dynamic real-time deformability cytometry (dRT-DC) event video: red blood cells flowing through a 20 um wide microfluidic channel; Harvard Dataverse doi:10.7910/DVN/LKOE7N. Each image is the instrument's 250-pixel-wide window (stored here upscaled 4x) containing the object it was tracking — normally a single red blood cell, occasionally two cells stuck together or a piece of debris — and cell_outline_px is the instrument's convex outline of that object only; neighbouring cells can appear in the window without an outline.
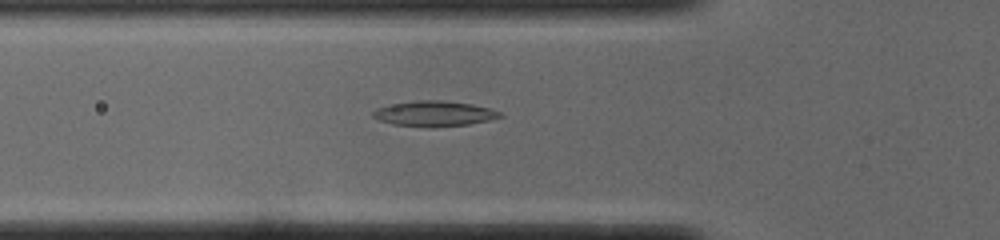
{"species": "common noctule bat (a hibernating species)", "species_latin": "Nyctalus noctula", "temperature_condition": "cold", "stored_images_in_passage": 36, "camera_frame_rate_fps": 3000, "um_per_image_px": 0.085, "animal": {"sex": "male", "body_mass_g": 19.0, "forearm_length_mm": 50.8}, "frame": {"image": 1, "passage_image": 6, "time_ms": 1.667, "image_size_px": [1000, 240], "cell_outline_px": [[504, 116], [488, 120], [468, 124], [432, 128], [428, 128], [392, 124], [380, 120], [372, 116], [372, 112], [376, 108], [416, 100], [440, 100], [472, 104], [488, 108], [500, 112]], "centroid_in_image_um": [36.9, 9.67], "position_along_channel_um": 88.9, "area_um2": 18.67}}
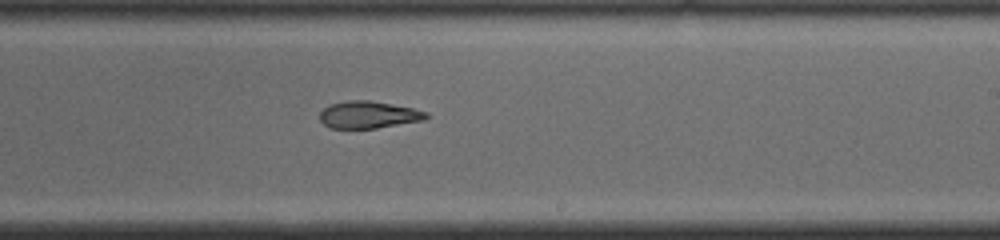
{"frame": {"image": 2, "passage_image": 19, "time_ms": 6.0, "image_size_px": [1000, 240], "cell_outline_px": [[428, 116], [424, 120], [376, 128], [328, 128], [320, 120], [320, 112], [328, 104], [348, 100], [368, 100], [392, 104], [412, 108], [428, 112]], "centroid_in_image_um": [31.29, 9.75], "position_along_channel_um": 257.7, "area_um2": 16.82}}
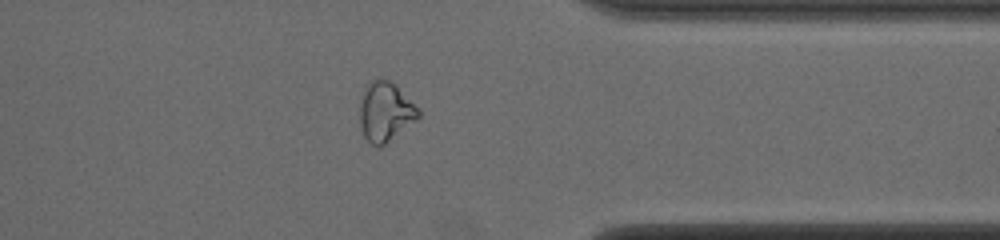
{"frame": {"image": 3, "passage_image": 29, "time_ms": 9.333, "image_size_px": [1000, 240], "cell_outline_px": [[420, 116], [416, 120], [384, 144], [372, 144], [364, 136], [360, 124], [360, 104], [364, 88], [372, 80], [388, 80], [396, 84], [420, 112]], "centroid_in_image_um": [32.74, 9.48], "position_along_channel_um": 378.7, "area_um2": 19.65}}